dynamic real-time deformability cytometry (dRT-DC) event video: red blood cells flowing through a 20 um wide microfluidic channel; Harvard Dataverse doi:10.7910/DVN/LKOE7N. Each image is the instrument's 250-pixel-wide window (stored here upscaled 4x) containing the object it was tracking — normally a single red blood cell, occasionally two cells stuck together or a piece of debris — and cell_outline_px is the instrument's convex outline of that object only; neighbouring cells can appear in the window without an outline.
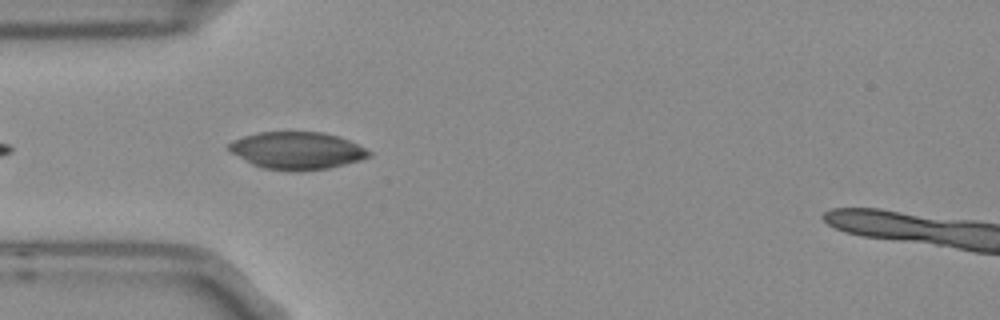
{"species": "Egyptian fruit bat (a non-hibernating species)", "species_latin": "Rousettus aegyptiacus", "temperature_condition": "room temperature", "stored_images_in_passage": 6, "camera_frame_rate_fps": 3000, "um_per_image_px": 0.085, "frame": {"image": 1, "passage_image": 5, "time_ms": 1.333, "image_size_px": [1000, 320], "cell_outline_px": [[372, 156], [360, 160], [328, 168], [296, 172], [288, 172], [260, 168], [252, 164], [232, 152], [228, 148], [228, 144], [232, 140], [244, 136], [260, 132], [320, 132], [340, 136], [372, 152]], "centroid_in_image_um": [25.24, 12.81], "position_along_channel_um": 59.8, "area_um2": 30.58}}
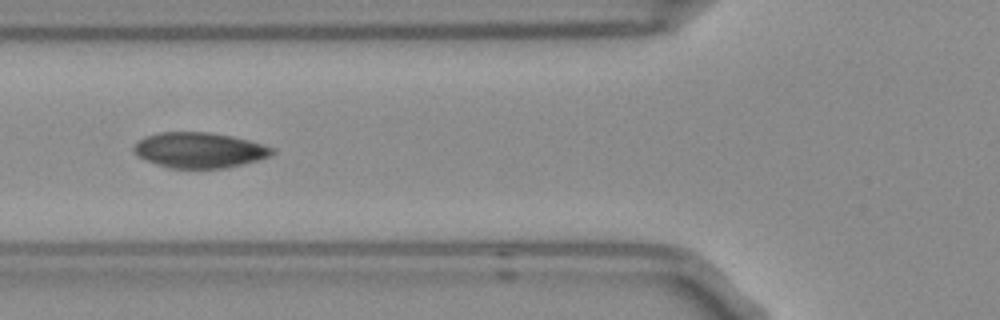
{"frame": {"image": 2, "passage_image": 6, "time_ms": 1.667, "image_size_px": [1000, 320], "cell_outline_px": [[276, 152], [268, 156], [244, 164], [224, 168], [172, 168], [148, 160], [140, 156], [132, 148], [144, 136], [160, 132], [208, 132], [232, 136], [248, 140], [276, 148]], "centroid_in_image_um": [16.99, 12.75], "position_along_channel_um": 108.8, "area_um2": 28.21}}